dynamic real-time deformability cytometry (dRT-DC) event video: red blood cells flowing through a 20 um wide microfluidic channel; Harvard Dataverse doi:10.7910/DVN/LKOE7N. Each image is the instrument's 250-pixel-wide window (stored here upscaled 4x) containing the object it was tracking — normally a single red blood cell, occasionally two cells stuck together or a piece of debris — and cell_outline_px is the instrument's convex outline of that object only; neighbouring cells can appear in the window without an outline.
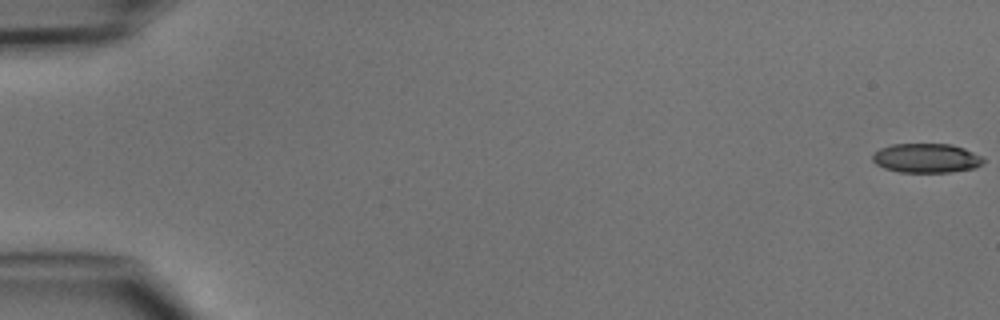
{"species": "common noctule bat (a hibernating species)", "species_latin": "Nyctalus noctula", "temperature_condition": "cold", "stored_images_in_passage": 6, "camera_frame_rate_fps": 3000, "um_per_image_px": 0.085, "animal": {"sex": "male", "body_mass_g": 15.6}, "frame": {"image": 1, "passage_image": 1, "time_ms": 0.0, "image_size_px": [1000, 320], "cell_outline_px": [[984, 164], [976, 168], [948, 172], [900, 172], [884, 168], [876, 164], [872, 160], [872, 156], [880, 148], [892, 144], [952, 144], [964, 148], [984, 156]], "centroid_in_image_um": [78.79, 13.44], "position_along_channel_um": 6.2, "area_um2": 19.07}}